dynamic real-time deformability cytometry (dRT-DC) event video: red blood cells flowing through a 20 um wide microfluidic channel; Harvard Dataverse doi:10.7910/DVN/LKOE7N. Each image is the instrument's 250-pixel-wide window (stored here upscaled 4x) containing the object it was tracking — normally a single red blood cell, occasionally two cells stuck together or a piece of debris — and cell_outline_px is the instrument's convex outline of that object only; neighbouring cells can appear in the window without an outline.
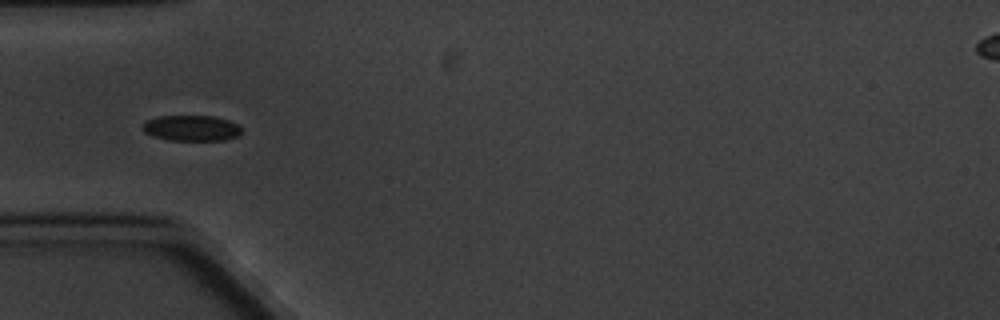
{"species": "common noctule bat (a hibernating species)", "species_latin": "Nyctalus noctula", "temperature_condition": "cold", "stored_images_in_passage": 8, "camera_frame_rate_fps": 3000, "um_per_image_px": 0.085, "animal": {"sex": "male", "body_mass_g": 20.1, "forearm_length_mm": 53.5}, "frame": {"image": 1, "passage_image": 4, "time_ms": 4.333, "image_size_px": [1000, 320], "cell_outline_px": [[240, 132], [236, 136], [224, 140], [168, 140], [152, 136], [144, 132], [144, 124], [148, 120], [160, 116], [212, 116], [228, 120], [236, 124], [240, 128]], "centroid_in_image_um": [16.26, 10.89], "position_along_channel_um": 68.7, "area_um2": 14.51}}